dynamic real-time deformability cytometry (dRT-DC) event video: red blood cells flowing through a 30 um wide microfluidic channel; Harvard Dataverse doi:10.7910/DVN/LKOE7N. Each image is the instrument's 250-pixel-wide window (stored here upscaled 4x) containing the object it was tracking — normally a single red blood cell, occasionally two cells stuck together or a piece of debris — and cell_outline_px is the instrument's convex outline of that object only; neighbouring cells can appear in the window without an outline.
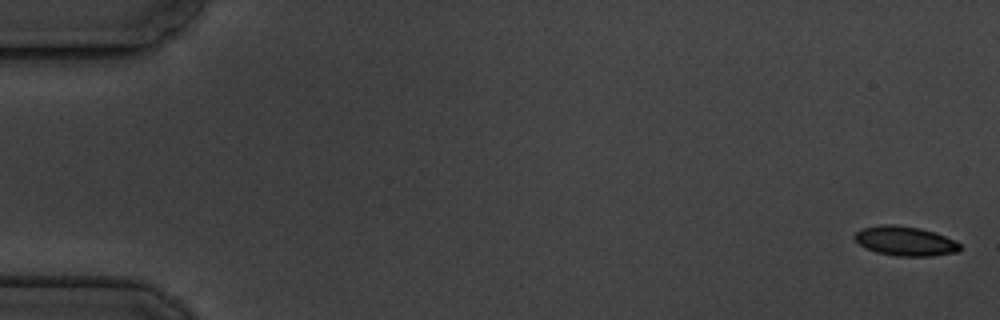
{"species": "common noctule bat (a hibernating species)", "species_latin": "Nyctalus noctula", "temperature_condition": "cold", "stored_images_in_passage": 6, "camera_frame_rate_fps": 3000, "um_per_image_px": 0.085, "animal": {"sex": "male", "body_mass_g": 19.5, "forearm_length_mm": 54.6}, "frame": {"image": 1, "passage_image": 1, "time_ms": 0.0, "image_size_px": [1000, 320], "cell_outline_px": [[960, 248], [956, 252], [932, 256], [896, 256], [876, 252], [860, 244], [852, 236], [860, 228], [880, 224], [896, 224], [920, 228], [956, 240], [960, 244]], "centroid_in_image_um": [76.91, 20.47], "position_along_channel_um": 8.1, "area_um2": 18.09}}
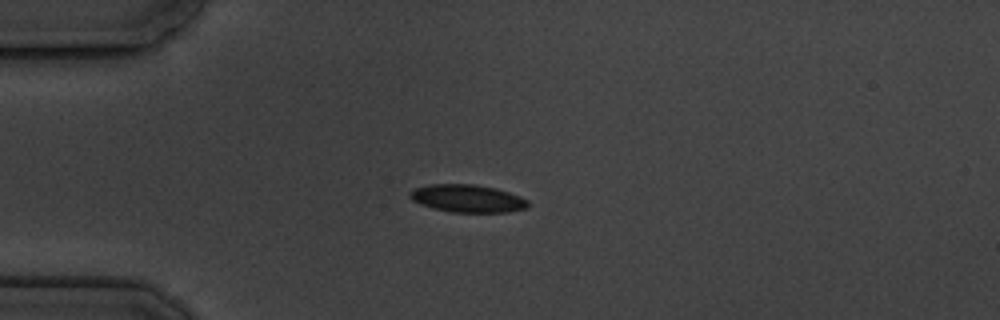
{"frame": {"image": 2, "passage_image": 5, "time_ms": 4.667, "image_size_px": [1000, 320], "cell_outline_px": [[528, 208], [508, 212], [452, 212], [432, 208], [420, 204], [412, 200], [408, 196], [408, 192], [416, 188], [428, 184], [476, 184], [496, 188], [520, 196], [528, 200]], "centroid_in_image_um": [39.72, 16.86], "position_along_channel_um": 45.3, "area_um2": 19.19}}